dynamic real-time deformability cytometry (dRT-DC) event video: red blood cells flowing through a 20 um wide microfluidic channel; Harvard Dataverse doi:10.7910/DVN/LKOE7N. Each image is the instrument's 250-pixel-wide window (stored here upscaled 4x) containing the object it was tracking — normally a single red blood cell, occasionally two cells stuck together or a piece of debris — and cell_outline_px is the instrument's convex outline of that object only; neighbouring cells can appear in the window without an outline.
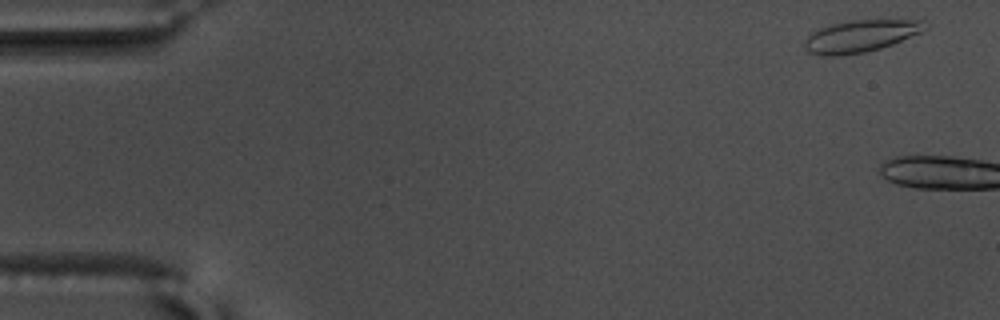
{"species": "common noctule bat (a hibernating species)", "species_latin": "Nyctalus noctula", "temperature_condition": "warm", "stored_images_in_passage": 6, "camera_frame_rate_fps": 3000, "um_per_image_px": 0.085, "animal": {"sex": "male", "body_mass_g": 17.5, "forearm_length_mm": 52.3}, "frame": {"image": 1, "passage_image": 3, "time_ms": 0.667, "image_size_px": [1000, 320], "cell_outline_px": [[932, 24], [928, 28], [920, 32], [892, 44], [880, 48], [864, 52], [840, 56], [824, 56], [808, 52], [804, 48], [804, 40], [812, 32], [820, 28], [844, 20], [920, 20]], "centroid_in_image_um": [73.14, 3.06], "position_along_channel_um": 11.9, "area_um2": 22.6}}